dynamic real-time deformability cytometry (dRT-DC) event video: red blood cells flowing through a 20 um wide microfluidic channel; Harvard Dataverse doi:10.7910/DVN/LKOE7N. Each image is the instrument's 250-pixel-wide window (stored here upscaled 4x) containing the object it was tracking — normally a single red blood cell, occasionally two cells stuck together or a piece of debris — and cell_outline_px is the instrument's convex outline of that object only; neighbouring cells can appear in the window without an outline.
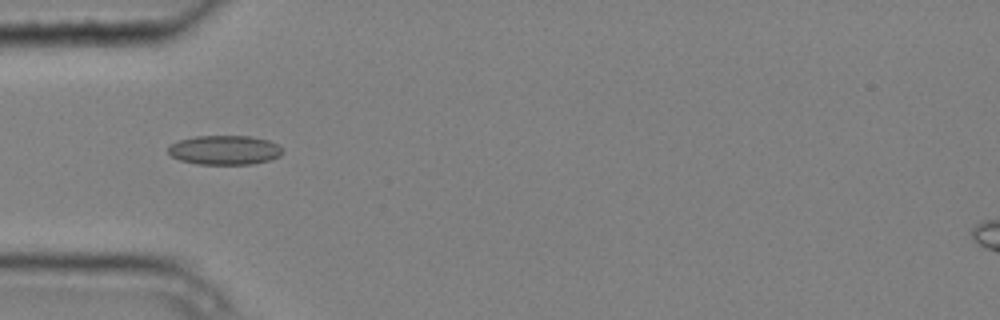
{"species": "common noctule bat (a hibernating species)", "species_latin": "Nyctalus noctula", "temperature_condition": "cold", "stored_images_in_passage": 9, "camera_frame_rate_fps": 3000, "um_per_image_px": 0.085, "animal": {"sex": "male", "body_mass_g": 20.4}, "frame": {"image": 1, "passage_image": 4, "time_ms": 1.0, "image_size_px": [1000, 320], "cell_outline_px": [[284, 152], [280, 156], [272, 160], [252, 164], [196, 164], [180, 160], [172, 156], [168, 152], [168, 144], [180, 140], [196, 136], [248, 136], [268, 140], [276, 144]], "centroid_in_image_um": [19.08, 12.76], "position_along_channel_um": 65.9, "area_um2": 19.59}}
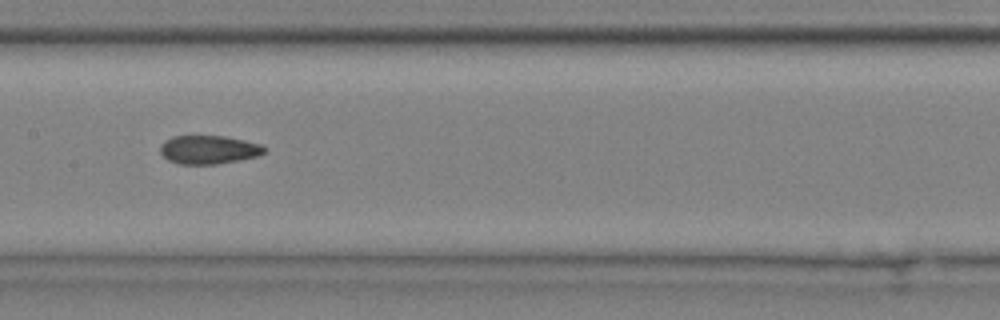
{"frame": {"image": 2, "passage_image": 7, "time_ms": 2.0, "image_size_px": [1000, 320], "cell_outline_px": [[268, 148], [264, 152], [256, 156], [216, 164], [180, 164], [168, 160], [160, 152], [160, 144], [164, 140], [172, 136], [224, 136], [244, 140], [260, 144]], "centroid_in_image_um": [17.7, 12.71], "position_along_channel_um": 189.7, "area_um2": 17.22}}
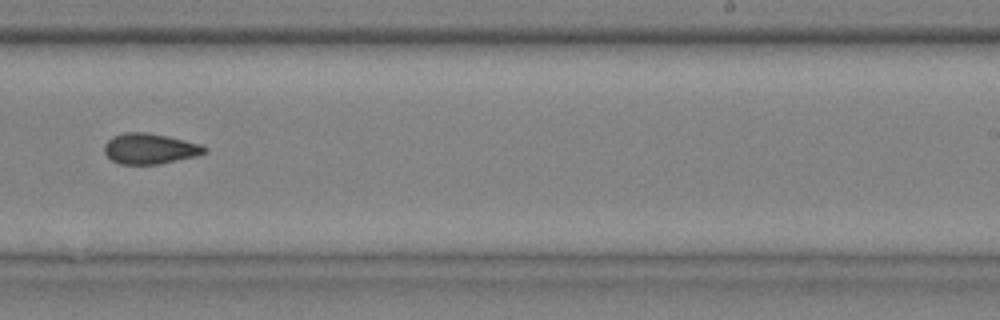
{"frame": {"image": 3, "passage_image": 9, "time_ms": 2.667, "image_size_px": [1000, 320], "cell_outline_px": [[208, 152], [196, 156], [160, 164], [120, 164], [112, 160], [104, 152], [104, 144], [112, 136], [124, 132], [148, 132], [168, 136], [204, 144], [208, 148]], "centroid_in_image_um": [12.78, 12.63], "position_along_channel_um": 276.2, "area_um2": 18.15}}